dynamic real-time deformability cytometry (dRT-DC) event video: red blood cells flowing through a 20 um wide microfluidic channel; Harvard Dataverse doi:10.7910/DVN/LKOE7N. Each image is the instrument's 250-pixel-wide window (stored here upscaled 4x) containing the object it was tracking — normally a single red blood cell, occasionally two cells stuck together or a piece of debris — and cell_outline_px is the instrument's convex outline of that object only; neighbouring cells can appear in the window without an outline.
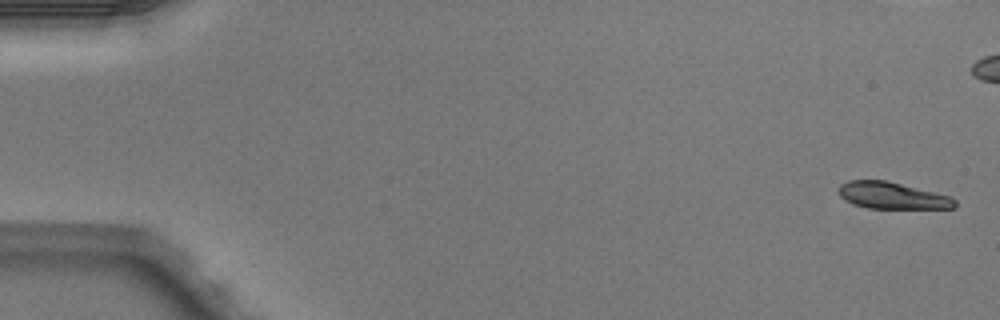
{"species": "Egyptian fruit bat (a non-hibernating species)", "species_latin": "Rousettus aegyptiacus", "temperature_condition": "warm", "stored_images_in_passage": 5, "camera_frame_rate_fps": 3000, "um_per_image_px": 0.085, "animal": {"sex": "male"}, "frame": {"image": 1, "passage_image": 1, "time_ms": 0.0, "image_size_px": [1000, 320], "cell_outline_px": [[956, 208], [868, 208], [852, 204], [844, 200], [840, 196], [840, 184], [848, 180], [888, 180], [952, 196], [956, 200]], "centroid_in_image_um": [75.86, 16.61], "position_along_channel_um": 9.1, "area_um2": 18.26}}